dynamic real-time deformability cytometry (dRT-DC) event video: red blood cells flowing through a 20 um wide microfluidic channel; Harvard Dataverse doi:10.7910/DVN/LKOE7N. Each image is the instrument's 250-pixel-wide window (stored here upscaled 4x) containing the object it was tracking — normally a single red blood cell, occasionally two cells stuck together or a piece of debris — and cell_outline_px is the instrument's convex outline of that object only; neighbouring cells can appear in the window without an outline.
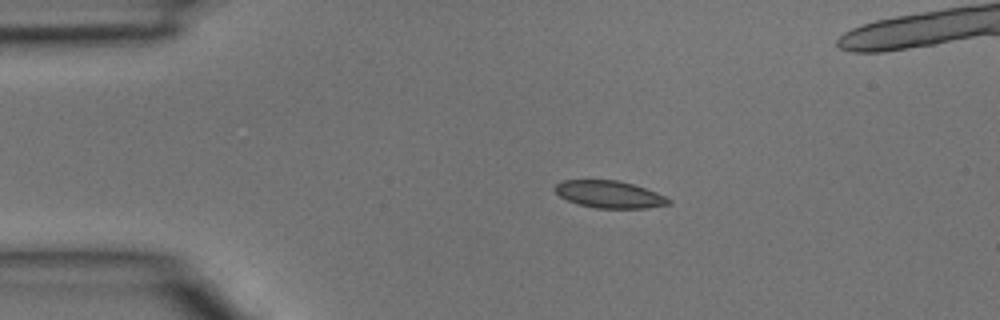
{"species": "common noctule bat (a hibernating species)", "species_latin": "Nyctalus noctula", "temperature_condition": "room temperature", "stored_images_in_passage": 3, "camera_frame_rate_fps": 3000, "um_per_image_px": 0.085, "animal": {"sex": "male", "body_mass_g": 15.6}, "frame": {"image": 1, "passage_image": 1, "time_ms": 0.0, "image_size_px": [1000, 320], "cell_outline_px": [[672, 204], [648, 208], [596, 208], [580, 204], [568, 200], [560, 196], [556, 192], [556, 184], [564, 180], [616, 180], [632, 184], [656, 192], [672, 200]], "centroid_in_image_um": [51.84, 16.53], "position_along_channel_um": 33.2, "area_um2": 17.8}}